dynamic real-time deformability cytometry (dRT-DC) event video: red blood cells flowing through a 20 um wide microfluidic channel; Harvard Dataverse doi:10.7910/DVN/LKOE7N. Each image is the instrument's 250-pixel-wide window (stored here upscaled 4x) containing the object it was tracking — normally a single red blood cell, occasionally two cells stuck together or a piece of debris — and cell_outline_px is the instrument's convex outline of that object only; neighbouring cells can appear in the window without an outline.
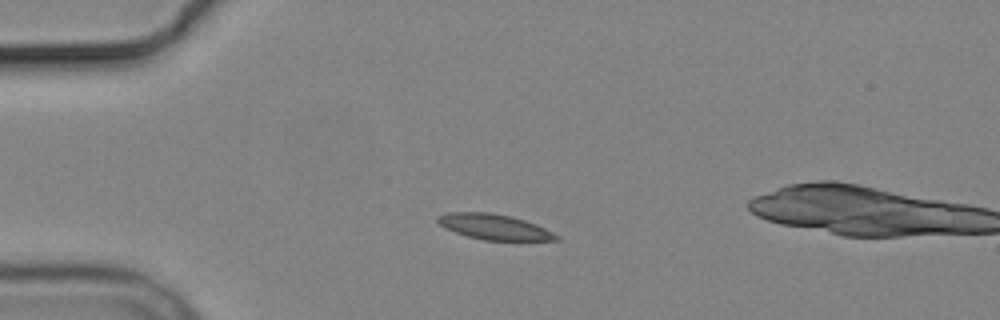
{"species": "common noctule bat (a hibernating species)", "species_latin": "Nyctalus noctula", "temperature_condition": "cold", "stored_images_in_passage": 2, "camera_frame_rate_fps": 3000, "um_per_image_px": 0.085, "animal": {"sex": "male", "body_mass_g": 19.2, "forearm_length_mm": 51.8}, "frame": {"image": 1, "passage_image": 1, "time_ms": 0.0, "image_size_px": [1000, 320], "cell_outline_px": [[560, 240], [484, 240], [468, 236], [444, 228], [436, 220], [436, 216], [448, 212], [488, 212], [512, 216], [536, 224], [560, 236]], "centroid_in_image_um": [41.99, 19.27], "position_along_channel_um": 43.0, "area_um2": 17.51}}